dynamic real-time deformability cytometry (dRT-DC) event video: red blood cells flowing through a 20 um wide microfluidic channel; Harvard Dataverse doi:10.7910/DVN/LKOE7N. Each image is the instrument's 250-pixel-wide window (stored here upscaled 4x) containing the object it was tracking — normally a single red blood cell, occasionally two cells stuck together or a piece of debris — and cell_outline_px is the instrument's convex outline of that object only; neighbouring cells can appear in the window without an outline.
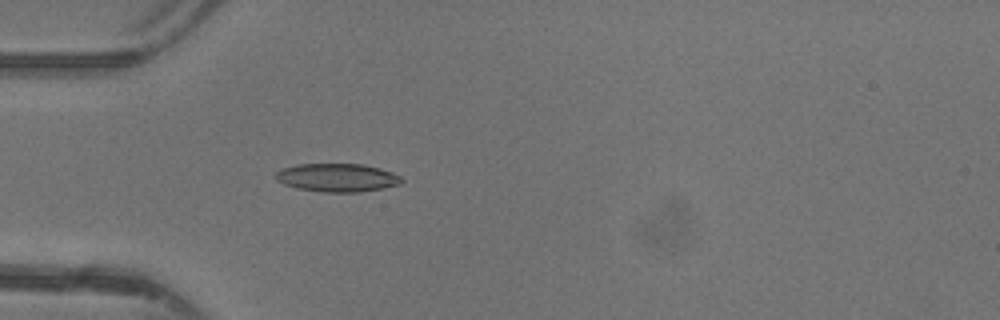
{"species": "common noctule bat (a hibernating species)", "species_latin": "Nyctalus noctula", "temperature_condition": "warm", "stored_images_in_passage": 47, "camera_frame_rate_fps": 3000, "um_per_image_px": 0.085, "animal": {"sex": "female"}, "frame": {"image": 1, "passage_image": 14, "time_ms": 4.333, "image_size_px": [1000, 320], "cell_outline_px": [[404, 180], [400, 184], [384, 188], [360, 192], [324, 192], [300, 188], [284, 184], [276, 180], [276, 172], [284, 168], [296, 164], [364, 164], [380, 168], [392, 172], [400, 176]], "centroid_in_image_um": [28.71, 15.09], "position_along_channel_um": 56.3, "area_um2": 20.69}}
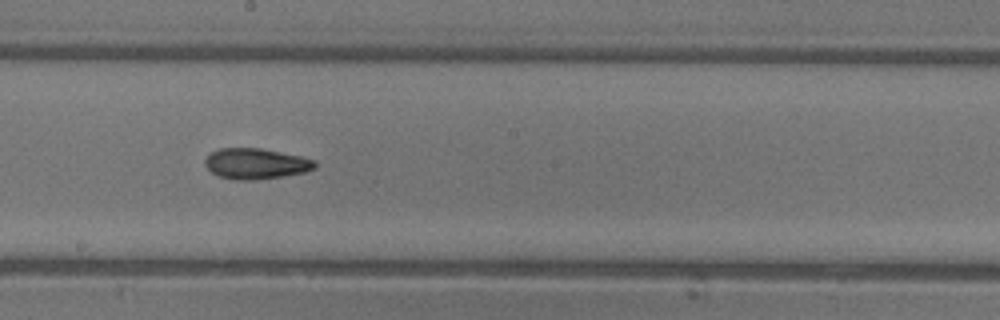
{"frame": {"image": 2, "passage_image": 26, "time_ms": 8.333, "image_size_px": [1000, 320], "cell_outline_px": [[316, 168], [304, 172], [256, 180], [236, 180], [220, 176], [212, 172], [204, 164], [204, 160], [212, 152], [220, 148], [260, 148], [300, 156], [316, 160]], "centroid_in_image_um": [21.75, 13.91], "position_along_channel_um": 226.4, "area_um2": 19.48}}
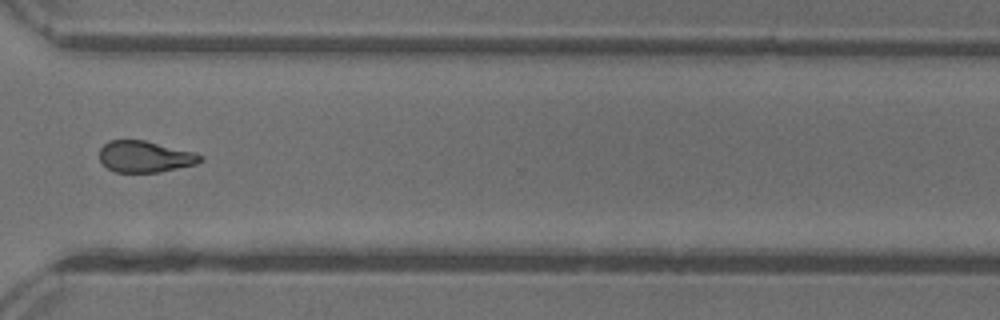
{"frame": {"image": 3, "passage_image": 35, "time_ms": 11.333, "image_size_px": [1000, 320], "cell_outline_px": [[204, 160], [196, 164], [160, 172], [116, 172], [108, 168], [100, 160], [100, 148], [108, 140], [144, 140], [196, 152], [204, 156]], "centroid_in_image_um": [12.36, 13.31], "position_along_channel_um": 358.2, "area_um2": 18.55}, "authors_computed_cell_mechanics": {"area_um2": 19.2474, "velocity_mm_per_s": 4.408, "shape_relaxation_time_tau1_ms": 7.1581, "shape_relaxation_time_tau2_ms": 4.2947, "deformation_change_tau1": 0.1919, "deformation_change_tau2": 0.1282}}